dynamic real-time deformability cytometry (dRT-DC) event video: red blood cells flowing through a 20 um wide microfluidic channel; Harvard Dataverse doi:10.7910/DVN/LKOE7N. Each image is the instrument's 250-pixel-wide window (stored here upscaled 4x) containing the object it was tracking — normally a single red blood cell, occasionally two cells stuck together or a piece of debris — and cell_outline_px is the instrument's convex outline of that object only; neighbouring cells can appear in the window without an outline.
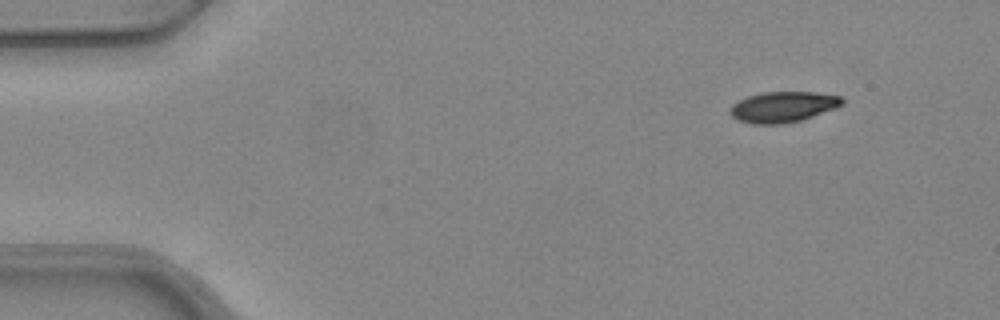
{"species": "common noctule bat (a hibernating species)", "species_latin": "Nyctalus noctula", "temperature_condition": "warm", "stored_images_in_passage": 47, "camera_frame_rate_fps": 3000, "um_per_image_px": 0.085, "animal": {"sex": "female", "body_mass_g": 24.6, "forearm_length_mm": 56.2}, "frame": {"image": 1, "passage_image": 1, "time_ms": 0.0, "image_size_px": [1000, 320], "cell_outline_px": [[844, 104], [836, 108], [804, 120], [784, 124], [752, 124], [740, 120], [732, 116], [728, 112], [732, 104], [748, 96], [764, 92], [816, 92], [840, 96], [844, 100]], "centroid_in_image_um": [66.59, 9.09], "position_along_channel_um": 18.4, "area_um2": 20.23}}
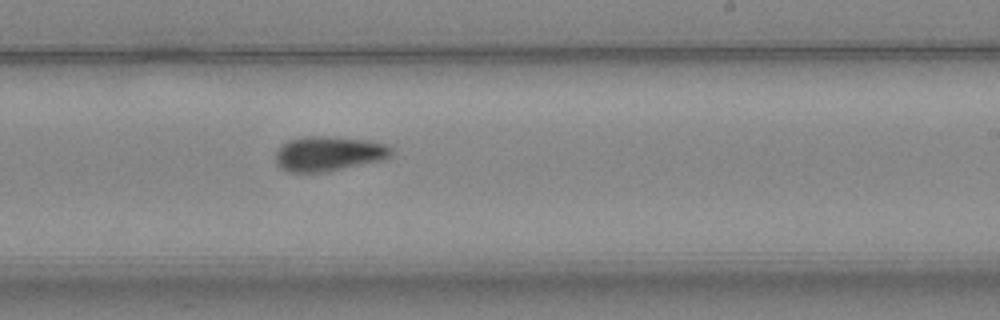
{"frame": {"image": 2, "passage_image": 27, "time_ms": 8.667, "image_size_px": [1000, 320], "cell_outline_px": [[392, 156], [384, 160], [328, 172], [288, 172], [280, 168], [276, 164], [276, 148], [280, 144], [288, 140], [304, 136], [324, 136], [372, 140], [392, 144]], "centroid_in_image_um": [27.97, 13.05], "position_along_channel_um": 261.0, "area_um2": 24.22}}
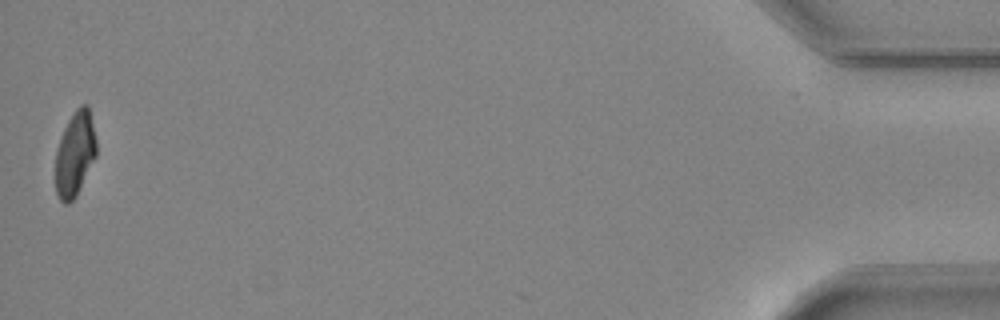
{"frame": {"image": 3, "passage_image": 47, "time_ms": 15.333, "image_size_px": [1000, 320], "cell_outline_px": [[96, 156], [76, 196], [68, 204], [64, 204], [60, 200], [56, 192], [56, 148], [64, 128], [68, 120], [76, 108], [80, 104], [88, 104], [96, 140]], "centroid_in_image_um": [6.37, 13.07], "position_along_channel_um": 428.8, "area_um2": 20.11}, "authors_computed_cell_mechanics": {"area_um2": 22.3108, "velocity_mm_per_s": 3.9663, "shape_relaxation_time_tau1_ms": 4.4159, "shape_relaxation_time_tau2_ms": 9.0047, "deformation_change_tau1": 0.1552, "deformation_change_tau2": 0.1366}}